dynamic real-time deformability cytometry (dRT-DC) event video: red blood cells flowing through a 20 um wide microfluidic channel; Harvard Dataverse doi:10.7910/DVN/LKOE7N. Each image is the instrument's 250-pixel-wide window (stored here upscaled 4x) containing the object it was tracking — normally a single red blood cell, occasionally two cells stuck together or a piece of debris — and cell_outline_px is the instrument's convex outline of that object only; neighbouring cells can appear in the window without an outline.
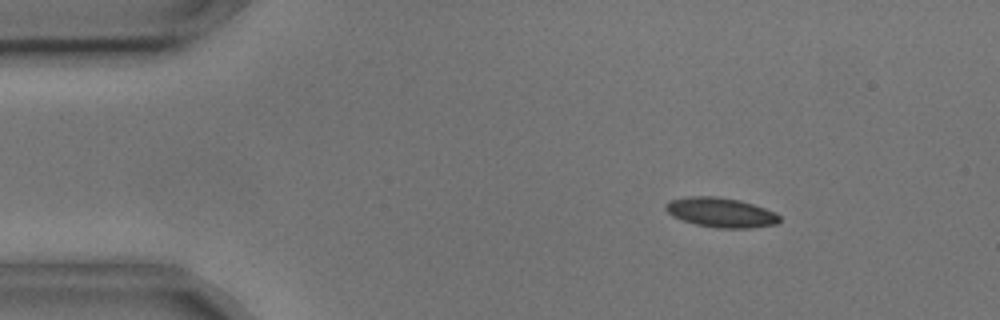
{"species": "common noctule bat (a hibernating species)", "species_latin": "Nyctalus noctula", "temperature_condition": "cold", "stored_images_in_passage": 5, "camera_frame_rate_fps": 3000, "um_per_image_px": 0.085, "animal": {"sex": "male", "body_mass_g": 17.9, "forearm_length_mm": 54.2}, "frame": {"image": 1, "passage_image": 3, "time_ms": 0.667, "image_size_px": [1000, 320], "cell_outline_px": [[780, 220], [776, 224], [752, 228], [716, 228], [696, 224], [672, 216], [664, 208], [664, 204], [672, 200], [688, 196], [716, 196], [740, 200], [776, 212], [780, 216]], "centroid_in_image_um": [61.28, 18.06], "position_along_channel_um": 23.7, "area_um2": 19.65}}